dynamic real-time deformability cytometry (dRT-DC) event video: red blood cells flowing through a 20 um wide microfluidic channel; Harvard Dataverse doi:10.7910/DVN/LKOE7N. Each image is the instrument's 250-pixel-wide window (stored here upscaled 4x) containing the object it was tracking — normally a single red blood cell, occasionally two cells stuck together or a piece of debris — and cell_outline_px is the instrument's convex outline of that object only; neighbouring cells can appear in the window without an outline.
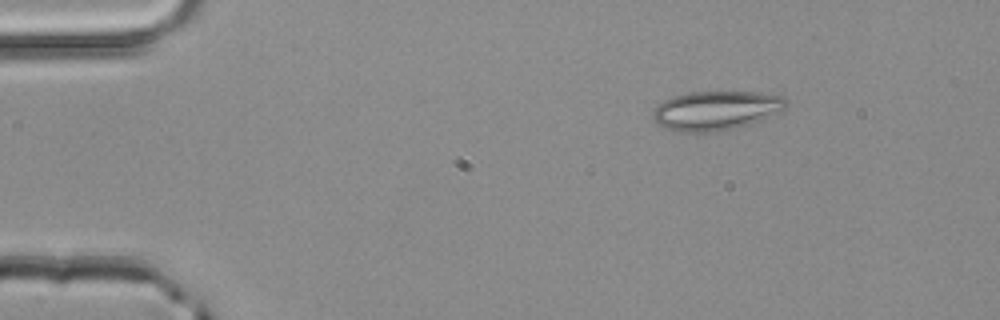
{"species": "common noctule bat (a hibernating species)", "species_latin": "Nyctalus noctula", "temperature_condition": "room temperature", "stored_images_in_passage": 2, "camera_frame_rate_fps": 3000, "um_per_image_px": 0.085, "animal": {"sex": "male", "body_mass_g": 20.4}, "frame": {"image": 1, "passage_image": 1, "time_ms": 0.0, "image_size_px": [1000, 320], "cell_outline_px": [[788, 104], [780, 112], [760, 120], [736, 128], [716, 132], [680, 132], [664, 128], [656, 124], [652, 116], [652, 112], [664, 100], [672, 96], [688, 92], [760, 92], [784, 96], [788, 100]], "centroid_in_image_um": [60.86, 9.39], "position_along_channel_um": 24.1, "area_um2": 30.69}}